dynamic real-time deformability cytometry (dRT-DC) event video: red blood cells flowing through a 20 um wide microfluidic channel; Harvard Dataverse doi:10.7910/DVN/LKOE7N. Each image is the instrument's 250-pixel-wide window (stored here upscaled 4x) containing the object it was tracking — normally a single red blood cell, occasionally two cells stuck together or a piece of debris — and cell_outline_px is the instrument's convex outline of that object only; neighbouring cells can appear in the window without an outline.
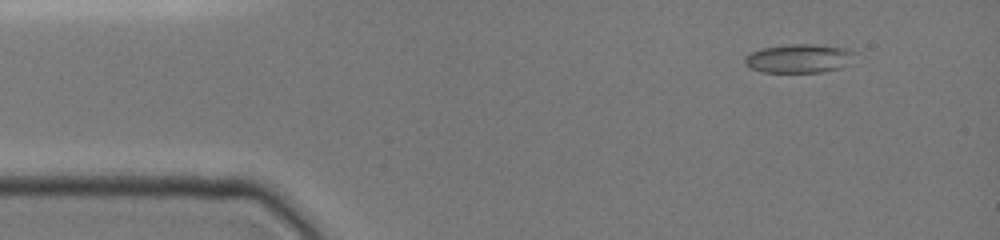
{"species": "common noctule bat (a hibernating species)", "species_latin": "Nyctalus noctula", "temperature_condition": "cold", "stored_images_in_passage": 28, "camera_frame_rate_fps": 3000, "um_per_image_px": 0.085, "animal": {"sex": "female", "body_mass_g": 19.0, "forearm_length_mm": 51.5}, "frame": {"image": 1, "passage_image": 3, "time_ms": 1.333, "image_size_px": [1000, 240], "cell_outline_px": [[856, 52], [840, 68], [820, 72], [760, 72], [748, 68], [744, 64], [744, 56], [760, 48], [788, 44], [812, 44], [848, 48]], "centroid_in_image_um": [67.82, 4.96], "position_along_channel_um": 17.2, "area_um2": 18.44}}
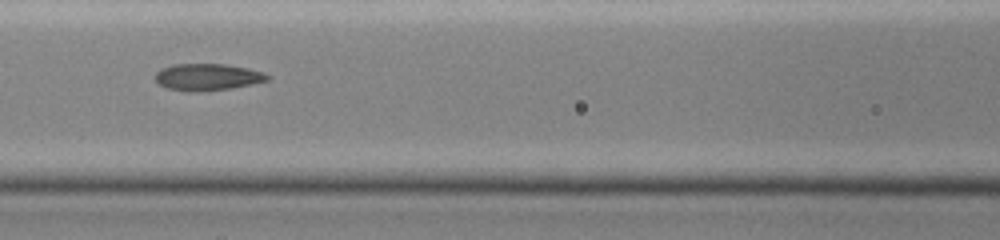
{"frame": {"image": 2, "passage_image": 13, "time_ms": 6.667, "image_size_px": [1000, 240], "cell_outline_px": [[272, 76], [268, 80], [252, 84], [232, 88], [200, 92], [192, 92], [168, 88], [160, 84], [156, 80], [156, 72], [160, 68], [172, 64], [224, 64], [248, 68], [264, 72]], "centroid_in_image_um": [17.66, 6.54], "position_along_channel_um": 148.9, "area_um2": 17.63}}
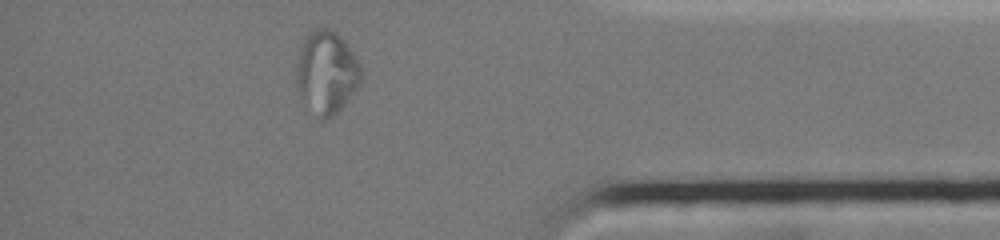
{"frame": {"image": 3, "passage_image": 25, "time_ms": 13.667, "image_size_px": [1000, 240], "cell_outline_px": [[364, 76], [360, 84], [340, 108], [332, 116], [324, 120], [300, 100], [296, 84], [296, 68], [300, 48], [304, 40], [316, 28], [328, 28], [336, 32], [344, 40], [360, 64], [364, 72]], "centroid_in_image_um": [27.76, 6.15], "position_along_channel_um": 407.4, "area_um2": 31.1}, "authors_computed_cell_mechanics": {"area_um2": 18.3515, "velocity_mm_per_s": 3.9314, "shape_relaxation_time_tau1_ms": null, "shape_relaxation_time_tau2_ms": 1.0011, "deformation_change_tau1": null, "deformation_change_tau2": 0.0481}}